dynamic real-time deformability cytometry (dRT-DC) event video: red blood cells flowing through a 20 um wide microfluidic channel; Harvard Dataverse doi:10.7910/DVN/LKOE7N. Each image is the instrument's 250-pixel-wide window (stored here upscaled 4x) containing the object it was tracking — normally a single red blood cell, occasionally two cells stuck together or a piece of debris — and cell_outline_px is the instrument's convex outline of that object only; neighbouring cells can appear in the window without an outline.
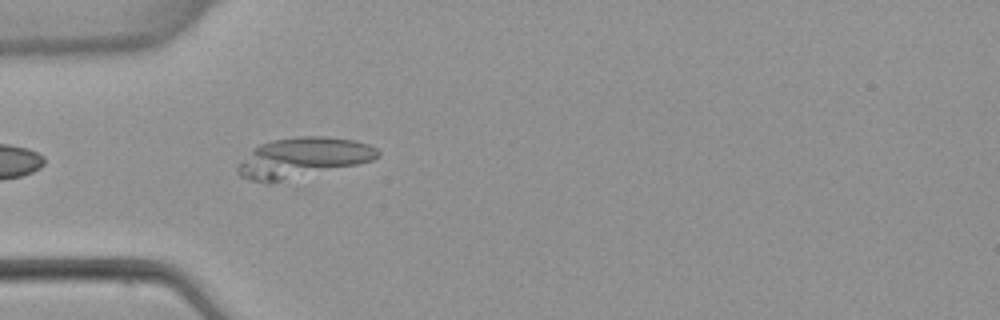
{"species": "common noctule bat (a hibernating species)", "species_latin": "Nyctalus noctula", "temperature_condition": "warm", "stored_images_in_passage": 5, "camera_frame_rate_fps": 3000, "um_per_image_px": 0.085, "animal": {"sex": "female", "body_mass_g": 22.7, "forearm_length_mm": 54.2}, "frame": {"image": 1, "passage_image": 5, "time_ms": 6.0, "image_size_px": [1000, 320], "cell_outline_px": [[380, 156], [372, 160], [356, 164], [268, 184], [264, 184], [240, 176], [236, 172], [236, 168], [252, 148], [260, 144], [272, 140], [296, 136], [324, 136], [356, 140], [368, 144], [376, 148], [380, 152]], "centroid_in_image_um": [25.7, 13.39], "position_along_channel_um": 59.3, "area_um2": 32.6}}